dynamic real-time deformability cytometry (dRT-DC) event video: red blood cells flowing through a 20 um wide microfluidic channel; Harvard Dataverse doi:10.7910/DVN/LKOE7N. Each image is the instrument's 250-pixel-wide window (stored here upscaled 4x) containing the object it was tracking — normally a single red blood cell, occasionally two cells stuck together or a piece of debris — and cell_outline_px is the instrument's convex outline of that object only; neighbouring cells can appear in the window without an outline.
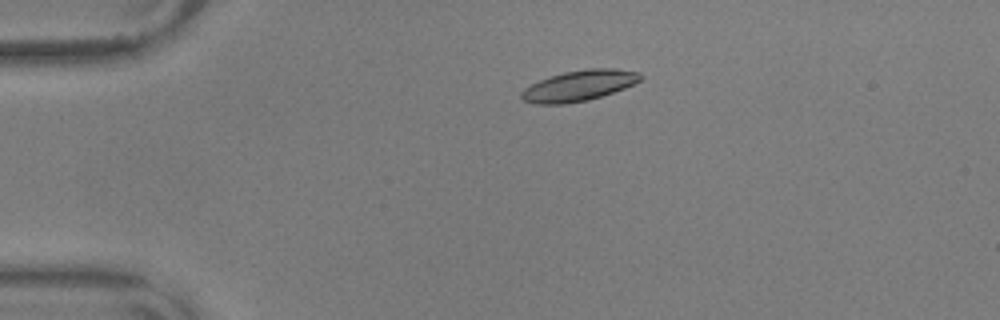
{"species": "common noctule bat (a hibernating species)", "species_latin": "Nyctalus noctula", "temperature_condition": "warm", "stored_images_in_passage": 56, "camera_frame_rate_fps": 3000, "um_per_image_px": 0.085, "animal": {"sex": "male", "body_mass_g": 17.9, "forearm_length_mm": 54.2}, "frame": {"image": 1, "passage_image": 12, "time_ms": 3.667, "image_size_px": [1000, 320], "cell_outline_px": [[644, 76], [640, 80], [624, 88], [588, 100], [564, 104], [536, 104], [524, 100], [520, 96], [520, 92], [524, 88], [540, 80], [564, 72], [588, 68], [612, 68], [640, 72]], "centroid_in_image_um": [49.21, 7.27], "position_along_channel_um": 35.8, "area_um2": 21.1}}
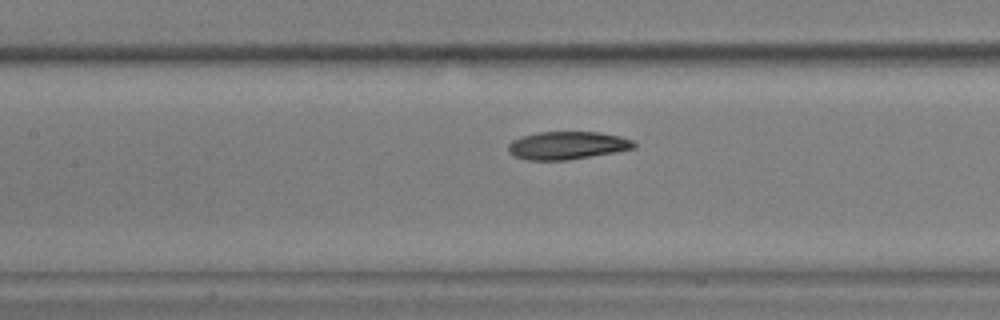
{"frame": {"image": 2, "passage_image": 26, "time_ms": 8.333, "image_size_px": [1000, 320], "cell_outline_px": [[636, 148], [616, 152], [568, 160], [528, 160], [516, 156], [508, 152], [508, 144], [512, 140], [524, 136], [540, 132], [600, 132], [620, 136], [632, 140], [636, 144]], "centroid_in_image_um": [48.25, 12.36], "position_along_channel_um": 159.2, "area_um2": 20.4}}
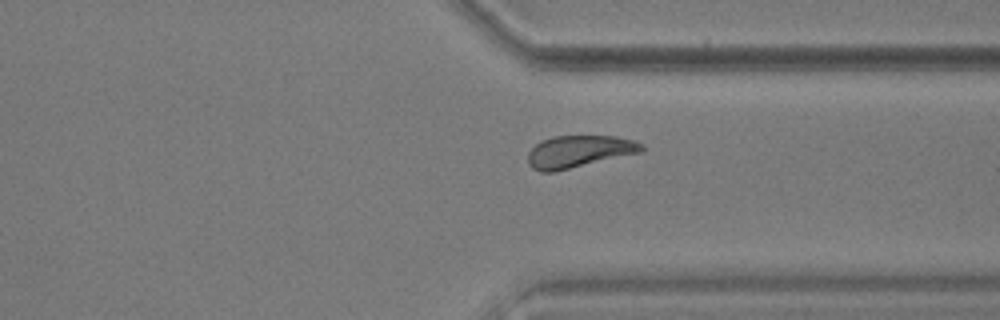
{"frame": {"image": 3, "passage_image": 43, "time_ms": 14.0, "image_size_px": [1000, 320], "cell_outline_px": [[644, 152], [552, 172], [540, 172], [532, 168], [528, 164], [528, 152], [540, 140], [552, 136], [616, 136], [636, 140], [644, 144]], "centroid_in_image_um": [49.24, 12.87], "position_along_channel_um": 362.2, "area_um2": 21.56}, "authors_computed_cell_mechanics": {"area_um2": 21.0681, "velocity_mm_per_s": 3.5841, "shape_relaxation_time_tau1_ms": 3.5596, "shape_relaxation_time_tau2_ms": 5.6737, "deformation_change_tau1": 0.1455, "deformation_change_tau2": 0.1289}}